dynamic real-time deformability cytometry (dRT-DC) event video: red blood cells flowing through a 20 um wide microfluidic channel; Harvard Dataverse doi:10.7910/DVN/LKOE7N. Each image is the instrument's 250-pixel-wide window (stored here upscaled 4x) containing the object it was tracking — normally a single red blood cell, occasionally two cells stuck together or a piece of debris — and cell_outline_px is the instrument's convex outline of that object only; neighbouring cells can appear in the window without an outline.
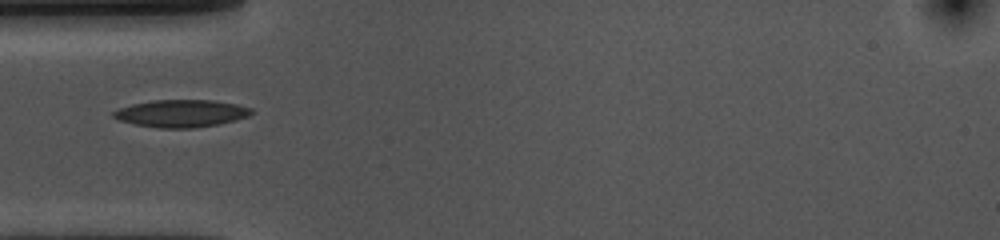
{"species": "common noctule bat (a hibernating species)", "species_latin": "Nyctalus noctula", "temperature_condition": "cold", "stored_images_in_passage": 39, "camera_frame_rate_fps": 3000, "um_per_image_px": 0.085, "animal": {"sex": "female", "body_mass_g": 10.0, "forearm_length_mm": 53.1}, "frame": {"image": 1, "passage_image": 1, "time_ms": 0.0, "image_size_px": [1000, 240], "cell_outline_px": [[256, 112], [248, 116], [236, 120], [220, 124], [192, 128], [160, 128], [136, 124], [120, 120], [112, 116], [112, 112], [120, 108], [132, 104], [152, 100], [212, 100], [236, 104], [252, 108]], "centroid_in_image_um": [15.45, 9.64], "position_along_channel_um": 69.6, "area_um2": 22.02}}
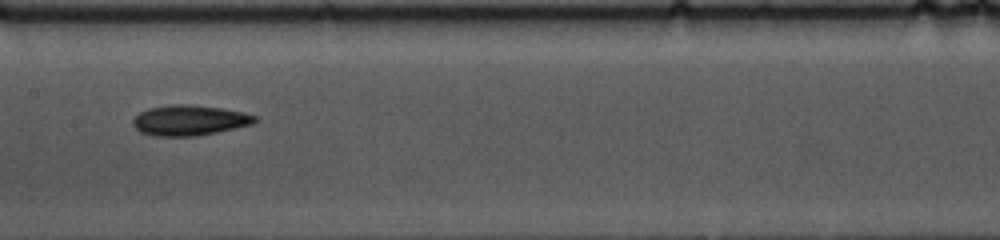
{"frame": {"image": 2, "passage_image": 11, "time_ms": 3.333, "image_size_px": [1000, 240], "cell_outline_px": [[260, 120], [252, 124], [216, 132], [196, 136], [152, 136], [140, 132], [132, 124], [132, 120], [140, 112], [148, 108], [168, 104], [188, 104], [224, 108], [244, 112], [256, 116]], "centroid_in_image_um": [16.1, 10.21], "position_along_channel_um": 191.3, "area_um2": 21.79}}
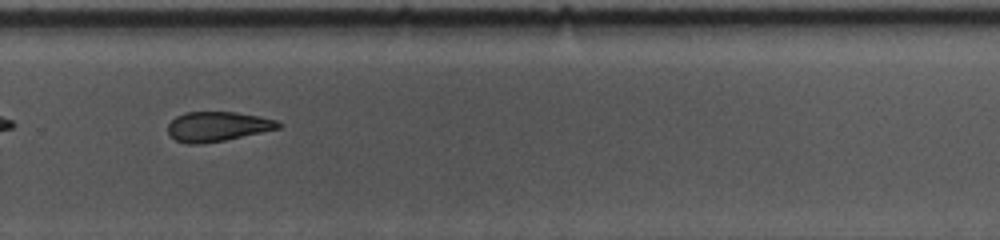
{"frame": {"image": 3, "passage_image": 21, "time_ms": 6.667, "image_size_px": [1000, 240], "cell_outline_px": [[284, 124], [280, 128], [224, 140], [196, 144], [188, 144], [176, 140], [168, 132], [168, 124], [176, 116], [184, 112], [236, 112], [276, 120]], "centroid_in_image_um": [18.48, 10.74], "position_along_channel_um": 311.3, "area_um2": 18.9}}